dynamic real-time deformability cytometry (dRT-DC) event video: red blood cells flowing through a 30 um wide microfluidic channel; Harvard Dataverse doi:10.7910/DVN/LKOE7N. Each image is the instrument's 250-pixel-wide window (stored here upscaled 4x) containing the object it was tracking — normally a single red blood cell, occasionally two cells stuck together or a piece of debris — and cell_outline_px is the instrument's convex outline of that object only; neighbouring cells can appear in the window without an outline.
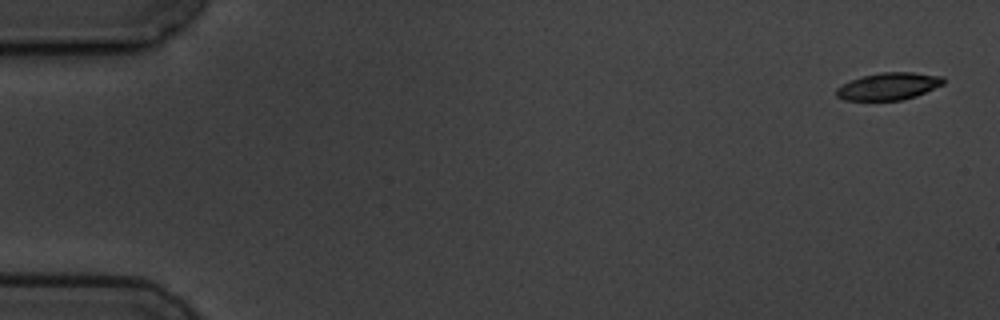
{"species": "common noctule bat (a hibernating species)", "species_latin": "Nyctalus noctula", "temperature_condition": "cold", "stored_images_in_passage": 5, "camera_frame_rate_fps": 3000, "um_per_image_px": 0.085, "animal": {"sex": "male", "body_mass_g": 19.5, "forearm_length_mm": 54.6}, "frame": {"image": 1, "passage_image": 1, "time_ms": 0.0, "image_size_px": [1000, 320], "cell_outline_px": [[944, 84], [916, 96], [900, 100], [844, 100], [836, 96], [836, 88], [852, 80], [864, 76], [880, 72], [912, 72], [944, 76]], "centroid_in_image_um": [75.56, 7.33], "position_along_channel_um": 9.4, "area_um2": 16.88}}
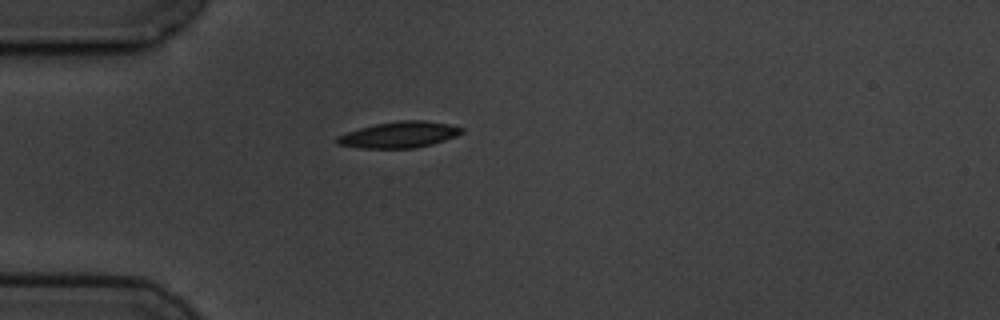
{"frame": {"image": 2, "passage_image": 5, "time_ms": 4.667, "image_size_px": [1000, 320], "cell_outline_px": [[464, 132], [456, 136], [432, 144], [416, 148], [360, 148], [336, 144], [336, 136], [360, 128], [376, 124], [400, 120], [424, 120], [448, 124], [464, 128]], "centroid_in_image_um": [33.94, 11.45], "position_along_channel_um": 51.1, "area_um2": 18.96}}